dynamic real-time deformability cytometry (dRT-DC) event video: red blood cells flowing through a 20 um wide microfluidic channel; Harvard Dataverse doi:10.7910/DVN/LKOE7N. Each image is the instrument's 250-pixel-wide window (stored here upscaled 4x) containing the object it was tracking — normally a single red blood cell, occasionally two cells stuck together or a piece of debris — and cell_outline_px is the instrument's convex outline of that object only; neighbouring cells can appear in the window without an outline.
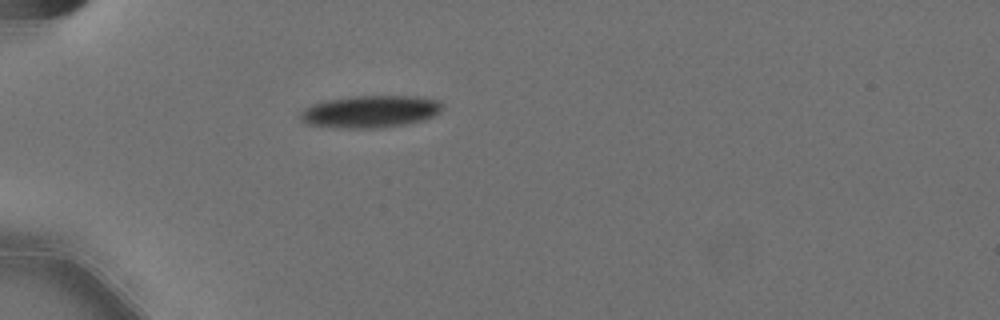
{"species": "Egyptian fruit bat (a non-hibernating species)", "species_latin": "Rousettus aegyptiacus", "temperature_condition": "cold", "stored_images_in_passage": 41, "camera_frame_rate_fps": 3000, "um_per_image_px": 0.085, "animal": {"sex": "female"}, "frame": {"image": 1, "passage_image": 1, "time_ms": 0.0, "image_size_px": [1000, 320], "cell_outline_px": [[444, 108], [440, 112], [424, 120], [404, 124], [380, 128], [332, 128], [308, 124], [300, 120], [300, 112], [304, 108], [312, 104], [328, 100], [352, 96], [420, 96], [440, 100], [444, 104]], "centroid_in_image_um": [31.5, 9.48], "position_along_channel_um": 53.5, "area_um2": 26.99}}
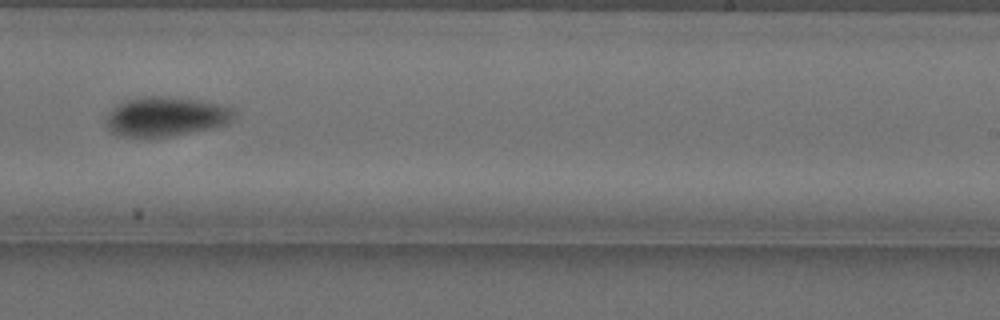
{"frame": {"image": 2, "passage_image": 21, "time_ms": 6.667, "image_size_px": [1000, 320], "cell_outline_px": [[236, 116], [232, 120], [224, 124], [212, 128], [172, 136], [124, 136], [112, 132], [108, 128], [108, 112], [116, 104], [124, 100], [140, 96], [168, 96], [200, 100], [220, 104], [236, 108]], "centroid_in_image_um": [14.14, 9.87], "position_along_channel_um": 274.9, "area_um2": 29.54}}
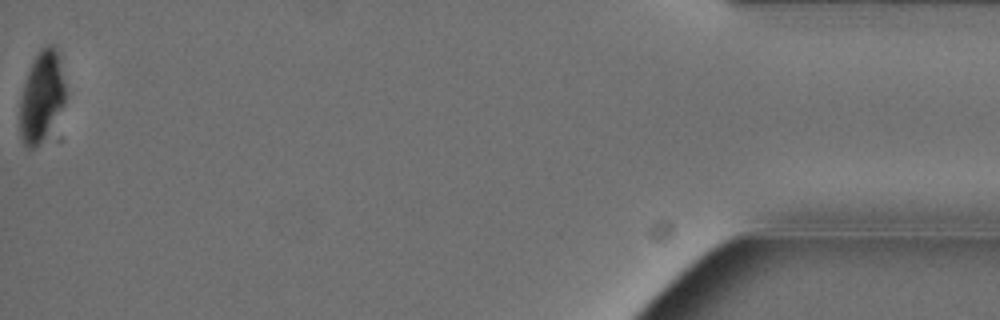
{"frame": {"image": 3, "passage_image": 41, "time_ms": 13.333, "image_size_px": [1000, 320], "cell_outline_px": [[64, 104], [44, 136], [32, 148], [28, 148], [24, 144], [20, 136], [20, 96], [32, 60], [40, 48], [44, 44], [56, 44], [60, 52], [64, 80]], "centroid_in_image_um": [3.53, 8.06], "position_along_channel_um": 431.7, "area_um2": 23.87}, "authors_computed_cell_mechanics": {"area_um2": 28.0908, "velocity_mm_per_s": 3.5913, "shape_relaxation_time_tau1_ms": 4.3938, "shape_relaxation_time_tau2_ms": null, "deformation_change_tau1": 0.1333, "deformation_change_tau2": null}}